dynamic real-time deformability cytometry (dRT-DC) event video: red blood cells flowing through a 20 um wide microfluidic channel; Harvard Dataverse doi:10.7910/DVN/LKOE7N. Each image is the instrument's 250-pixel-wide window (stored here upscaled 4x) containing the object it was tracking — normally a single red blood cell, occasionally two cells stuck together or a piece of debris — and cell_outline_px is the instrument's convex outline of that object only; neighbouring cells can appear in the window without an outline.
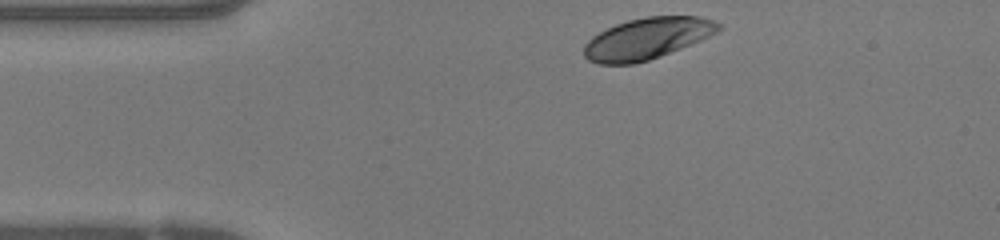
{"species": "human", "species_latin": "Homo sapiens", "temperature_condition": "warm", "stored_images_in_passage": 33, "camera_frame_rate_fps": 3000, "um_per_image_px": 0.085, "donor": {"sex": "female"}, "frame": {"image": 1, "passage_image": 1, "time_ms": 0.0, "image_size_px": [1000, 240], "cell_outline_px": [[724, 28], [700, 40], [660, 56], [648, 60], [632, 64], [600, 64], [588, 60], [584, 56], [584, 44], [592, 36], [616, 24], [628, 20], [648, 16], [700, 16], [712, 20], [720, 24]], "centroid_in_image_um": [54.99, 3.27], "position_along_channel_um": 30.0, "area_um2": 32.19}}
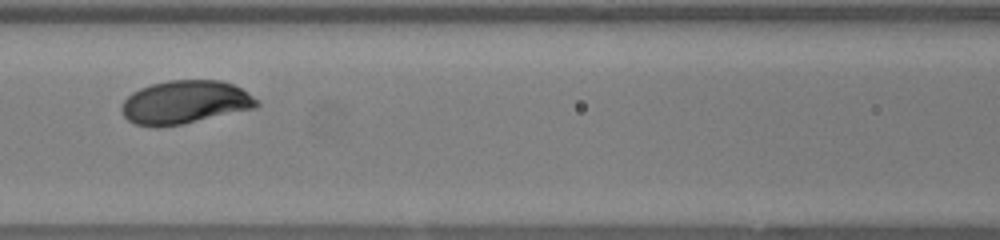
{"frame": {"image": 2, "passage_image": 13, "time_ms": 4.0, "image_size_px": [1000, 240], "cell_outline_px": [[260, 104], [256, 108], [180, 124], [160, 128], [152, 128], [136, 124], [128, 120], [124, 116], [120, 108], [124, 100], [132, 92], [140, 88], [152, 84], [168, 80], [220, 80], [232, 84], [240, 88], [260, 100]], "centroid_in_image_um": [15.71, 8.7], "position_along_channel_um": 150.9, "area_um2": 34.22}}
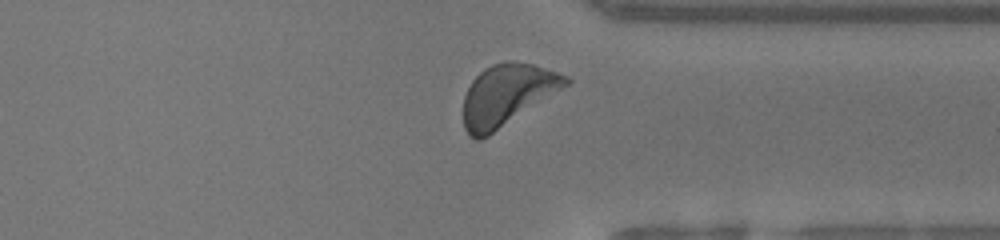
{"frame": {"image": 3, "passage_image": 29, "time_ms": 9.333, "image_size_px": [1000, 240], "cell_outline_px": [[572, 80], [568, 84], [488, 136], [480, 140], [476, 140], [468, 136], [464, 128], [464, 96], [472, 80], [484, 68], [492, 64], [508, 60], [512, 60], [532, 64], [568, 76]], "centroid_in_image_um": [43.05, 8.07], "position_along_channel_um": 368.3, "area_um2": 36.13}, "authors_computed_cell_mechanics": {"area_um2": 33.813, "velocity_mm_per_s": 4.1297, "shape_relaxation_time_tau1_ms": 1.9252, "shape_relaxation_time_tau2_ms": null, "deformation_change_tau1": 0.1303, "deformation_change_tau2": null}}